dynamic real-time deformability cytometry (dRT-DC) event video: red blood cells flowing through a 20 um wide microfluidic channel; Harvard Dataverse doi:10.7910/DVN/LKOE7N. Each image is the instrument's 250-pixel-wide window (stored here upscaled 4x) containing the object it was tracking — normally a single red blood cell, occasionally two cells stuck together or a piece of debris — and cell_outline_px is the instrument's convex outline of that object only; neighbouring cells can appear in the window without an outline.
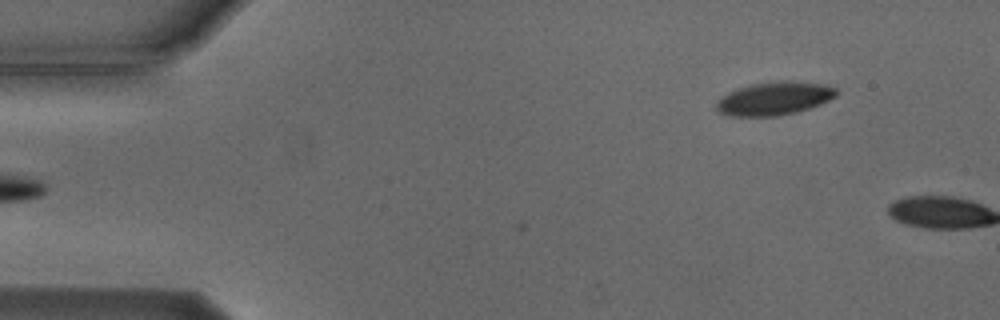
{"species": "Egyptian fruit bat (a non-hibernating species)", "species_latin": "Rousettus aegyptiacus", "temperature_condition": "cold", "stored_images_in_passage": 4, "camera_frame_rate_fps": 3000, "um_per_image_px": 0.085, "animal": {"sex": "male"}, "frame": {"image": 1, "passage_image": 4, "time_ms": 4.333, "image_size_px": [1000, 320], "cell_outline_px": [[840, 92], [836, 96], [820, 104], [796, 112], [776, 116], [732, 116], [720, 112], [716, 108], [716, 100], [728, 92], [736, 88], [752, 84], [776, 80], [792, 80], [820, 84], [836, 88]], "centroid_in_image_um": [65.8, 8.35], "position_along_channel_um": 19.2, "area_um2": 23.35}}